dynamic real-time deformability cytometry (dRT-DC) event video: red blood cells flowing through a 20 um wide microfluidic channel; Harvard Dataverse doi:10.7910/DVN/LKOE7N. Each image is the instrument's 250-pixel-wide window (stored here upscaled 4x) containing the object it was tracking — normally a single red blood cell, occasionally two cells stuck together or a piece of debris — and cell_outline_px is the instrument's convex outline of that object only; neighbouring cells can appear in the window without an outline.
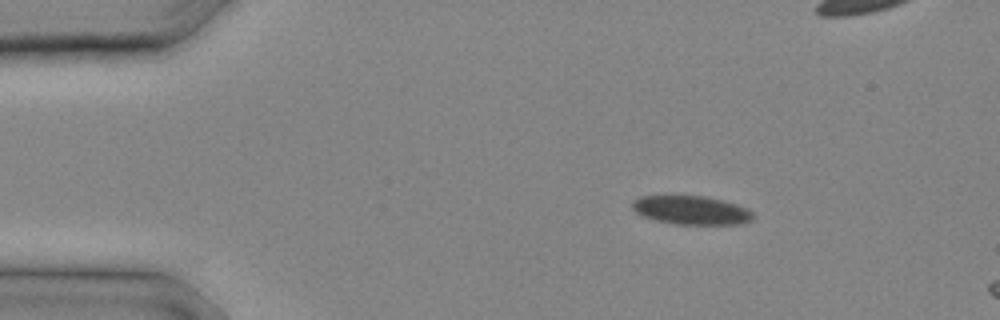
{"species": "common noctule bat (a hibernating species)", "species_latin": "Nyctalus noctula", "temperature_condition": "cold", "stored_images_in_passage": 4, "camera_frame_rate_fps": 3000, "um_per_image_px": 0.085, "animal": {"sex": "male", "body_mass_g": 20.4}, "frame": {"image": 1, "passage_image": 1, "time_ms": 0.0, "image_size_px": [1000, 320], "cell_outline_px": [[756, 216], [752, 220], [740, 224], [676, 224], [656, 220], [644, 216], [636, 212], [632, 208], [632, 200], [640, 196], [704, 196], [724, 200], [748, 208]], "centroid_in_image_um": [58.79, 17.86], "position_along_channel_um": 26.2, "area_um2": 20.23}}